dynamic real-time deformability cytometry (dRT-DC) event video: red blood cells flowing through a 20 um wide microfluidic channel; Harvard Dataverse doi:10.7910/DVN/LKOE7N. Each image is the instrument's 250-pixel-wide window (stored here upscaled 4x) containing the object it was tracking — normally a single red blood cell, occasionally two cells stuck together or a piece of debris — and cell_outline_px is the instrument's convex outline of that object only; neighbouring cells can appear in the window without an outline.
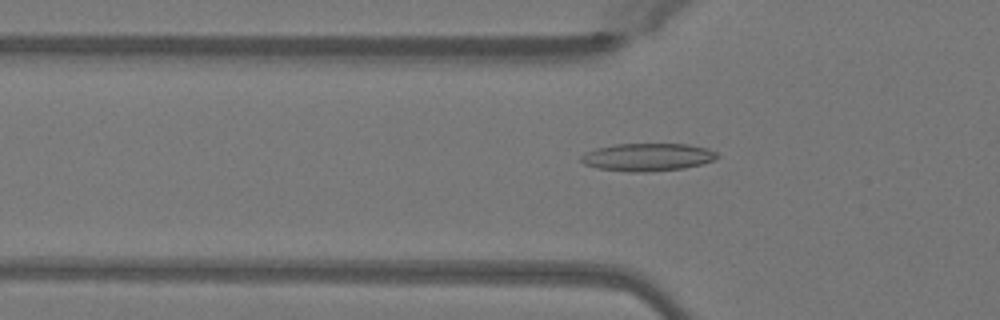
{"species": "Egyptian fruit bat (a non-hibernating species)", "species_latin": "Rousettus aegyptiacus", "temperature_condition": "warm", "stored_images_in_passage": 46, "camera_frame_rate_fps": 3000, "um_per_image_px": 0.085, "animal": {"sex": "female"}, "frame": {"image": 1, "passage_image": 17, "time_ms": 5.333, "image_size_px": [1000, 320], "cell_outline_px": [[720, 156], [712, 160], [700, 164], [684, 168], [648, 172], [628, 172], [596, 168], [584, 164], [580, 160], [580, 156], [584, 152], [596, 148], [616, 144], [688, 144], [708, 148], [716, 152]], "centroid_in_image_um": [55.01, 13.35], "position_along_channel_um": 70.8, "area_um2": 22.14}}
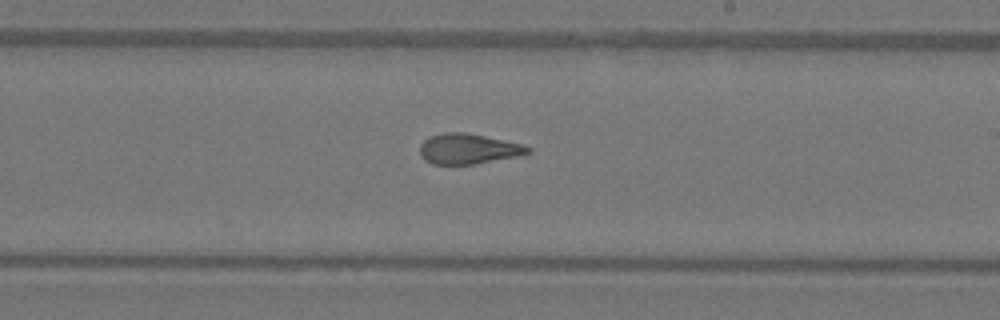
{"frame": {"image": 2, "passage_image": 30, "time_ms": 9.667, "image_size_px": [1000, 320], "cell_outline_px": [[532, 152], [520, 156], [476, 164], [432, 164], [424, 160], [420, 152], [420, 144], [424, 140], [432, 136], [444, 132], [464, 132], [524, 144], [532, 148]], "centroid_in_image_um": [39.85, 12.66], "position_along_channel_um": 249.2, "area_um2": 19.19}}
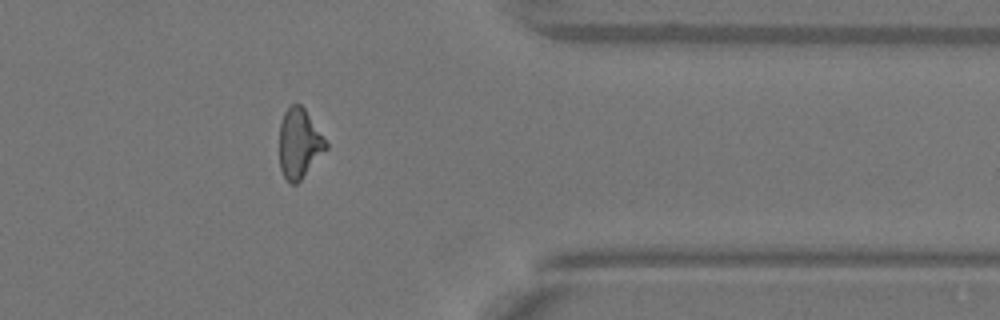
{"frame": {"image": 3, "passage_image": 41, "time_ms": 13.333, "image_size_px": [1000, 320], "cell_outline_px": [[328, 148], [300, 180], [296, 184], [292, 184], [284, 176], [280, 168], [280, 124], [284, 112], [292, 104], [300, 104], [304, 108], [328, 144]], "centroid_in_image_um": [25.43, 12.19], "position_along_channel_um": 386.0, "area_um2": 18.55}}